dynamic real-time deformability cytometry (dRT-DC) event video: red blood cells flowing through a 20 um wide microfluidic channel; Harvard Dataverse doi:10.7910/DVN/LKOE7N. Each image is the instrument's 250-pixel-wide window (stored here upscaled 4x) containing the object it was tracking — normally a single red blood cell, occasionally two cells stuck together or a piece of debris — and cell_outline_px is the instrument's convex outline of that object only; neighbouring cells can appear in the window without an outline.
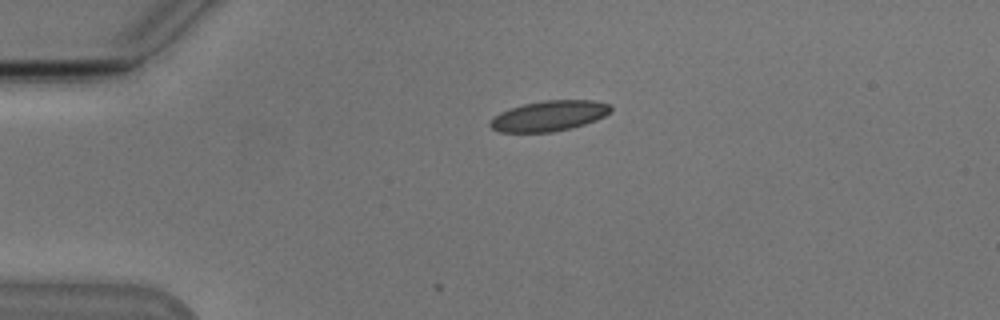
{"species": "Egyptian fruit bat (a non-hibernating species)", "species_latin": "Rousettus aegyptiacus", "temperature_condition": "cold", "stored_images_in_passage": 2, "camera_frame_rate_fps": 3000, "um_per_image_px": 0.085, "animal": {"sex": "male"}, "frame": {"image": 1, "passage_image": 2, "time_ms": 0.333, "image_size_px": [1000, 320], "cell_outline_px": [[612, 112], [596, 120], [572, 128], [552, 132], [500, 132], [492, 128], [488, 124], [500, 112], [524, 104], [544, 100], [592, 100], [608, 104], [612, 108]], "centroid_in_image_um": [46.7, 9.85], "position_along_channel_um": 38.3, "area_um2": 21.21}}